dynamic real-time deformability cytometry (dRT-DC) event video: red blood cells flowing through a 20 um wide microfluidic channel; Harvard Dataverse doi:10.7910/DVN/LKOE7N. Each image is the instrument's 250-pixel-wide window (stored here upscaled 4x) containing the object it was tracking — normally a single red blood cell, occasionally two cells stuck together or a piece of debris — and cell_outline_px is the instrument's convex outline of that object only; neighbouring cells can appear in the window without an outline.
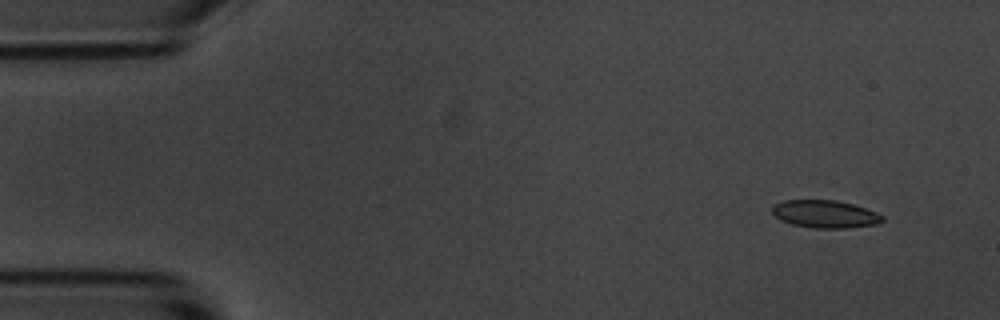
{"species": "common noctule bat (a hibernating species)", "species_latin": "Nyctalus noctula", "temperature_condition": "room temperature", "stored_images_in_passage": 4, "camera_frame_rate_fps": 3000, "um_per_image_px": 0.085, "animal": {"sex": "male", "body_mass_g": 20.1, "forearm_length_mm": 53.5}, "frame": {"image": 1, "passage_image": 1, "time_ms": 0.0, "image_size_px": [1000, 320], "cell_outline_px": [[884, 220], [880, 224], [848, 228], [812, 228], [792, 224], [780, 220], [772, 212], [772, 208], [776, 204], [784, 200], [836, 200], [852, 204], [876, 212], [884, 216]], "centroid_in_image_um": [70.16, 18.2], "position_along_channel_um": 14.8, "area_um2": 17.8}}
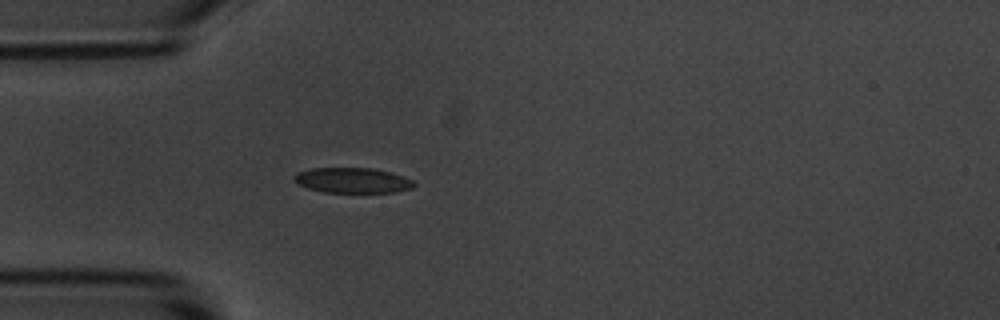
{"frame": {"image": 2, "passage_image": 4, "time_ms": 3.667, "image_size_px": [1000, 320], "cell_outline_px": [[416, 184], [412, 188], [396, 192], [324, 192], [308, 188], [292, 180], [292, 176], [296, 172], [312, 168], [372, 168], [392, 172], [404, 176], [412, 180]], "centroid_in_image_um": [29.96, 15.32], "position_along_channel_um": 55.0, "area_um2": 17.74}}